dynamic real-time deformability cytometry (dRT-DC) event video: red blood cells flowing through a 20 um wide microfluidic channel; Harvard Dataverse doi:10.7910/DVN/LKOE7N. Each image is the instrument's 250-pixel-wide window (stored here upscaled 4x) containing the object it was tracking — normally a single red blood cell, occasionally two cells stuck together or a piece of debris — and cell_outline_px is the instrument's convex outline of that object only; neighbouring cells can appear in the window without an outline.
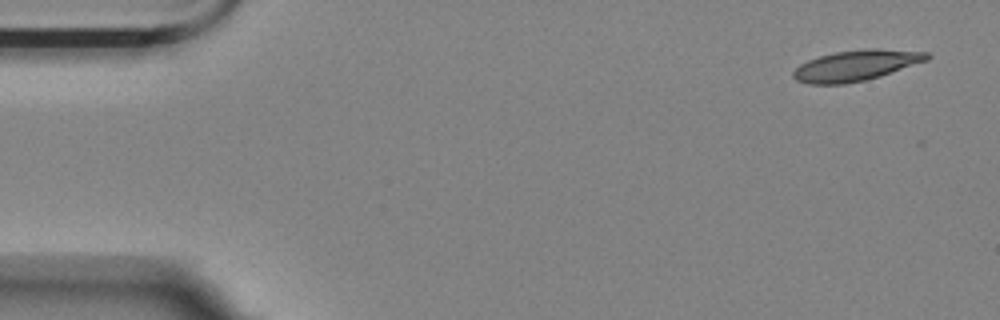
{"species": "Egyptian fruit bat (a non-hibernating species)", "species_latin": "Rousettus aegyptiacus", "temperature_condition": "room temperature", "stored_images_in_passage": 4, "camera_frame_rate_fps": 3000, "um_per_image_px": 0.085, "animal": {"sex": "female"}, "frame": {"image": 1, "passage_image": 1, "time_ms": 0.0, "image_size_px": [1000, 320], "cell_outline_px": [[932, 56], [928, 60], [880, 76], [864, 80], [844, 84], [808, 84], [796, 80], [792, 76], [792, 72], [800, 64], [808, 60], [820, 56], [836, 52], [868, 48], [876, 48], [928, 52]], "centroid_in_image_um": [72.77, 5.56], "position_along_channel_um": 12.2, "area_um2": 23.87}}
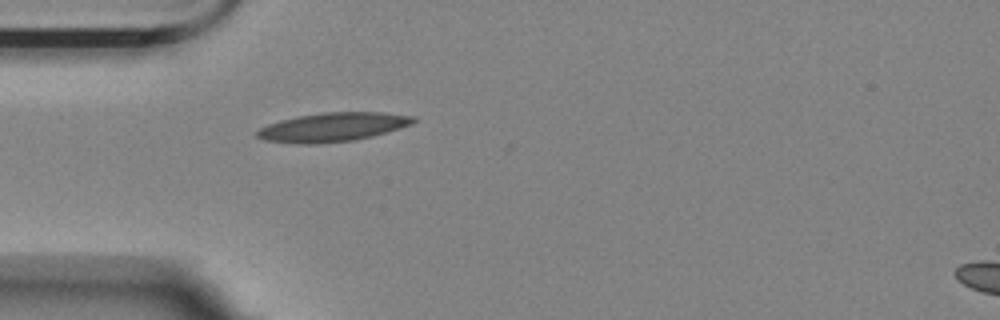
{"frame": {"image": 2, "passage_image": 4, "time_ms": 1.0, "image_size_px": [1000, 320], "cell_outline_px": [[416, 120], [412, 124], [400, 128], [372, 136], [356, 140], [316, 144], [300, 144], [264, 140], [256, 136], [256, 132], [260, 128], [268, 124], [280, 120], [300, 116], [324, 112], [384, 112], [416, 116]], "centroid_in_image_um": [28.31, 10.8], "position_along_channel_um": 56.7, "area_um2": 26.36}}